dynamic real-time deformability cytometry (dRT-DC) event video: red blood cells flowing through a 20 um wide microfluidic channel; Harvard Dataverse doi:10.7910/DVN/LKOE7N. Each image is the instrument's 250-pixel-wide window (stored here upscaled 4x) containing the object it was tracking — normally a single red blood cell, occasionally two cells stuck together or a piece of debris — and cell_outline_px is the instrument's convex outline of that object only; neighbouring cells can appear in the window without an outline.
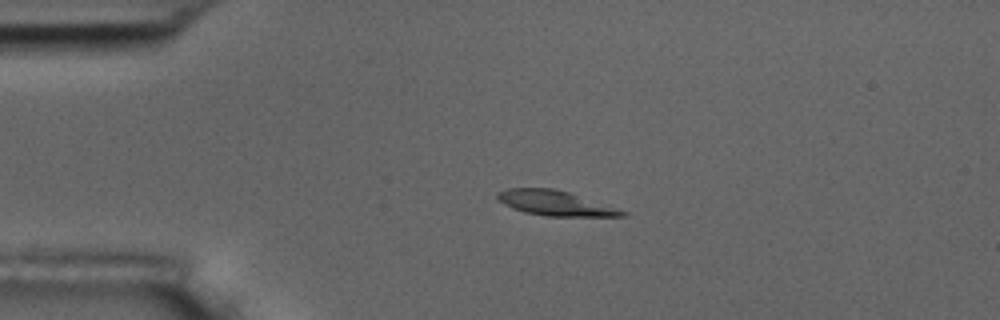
{"species": "common noctule bat (a hibernating species)", "species_latin": "Nyctalus noctula", "temperature_condition": "room temperature", "stored_images_in_passage": 5, "camera_frame_rate_fps": 3000, "um_per_image_px": 0.085, "animal": {"sex": "male", "body_mass_g": 17.5, "forearm_length_mm": 52.3}, "frame": {"image": 1, "passage_image": 3, "time_ms": 2.333, "image_size_px": [1000, 320], "cell_outline_px": [[628, 212], [624, 216], [548, 216], [524, 212], [512, 208], [504, 204], [496, 196], [496, 192], [508, 188], [552, 188], [568, 192]], "centroid_in_image_um": [47.14, 17.26], "position_along_channel_um": 37.9, "area_um2": 17.8}}
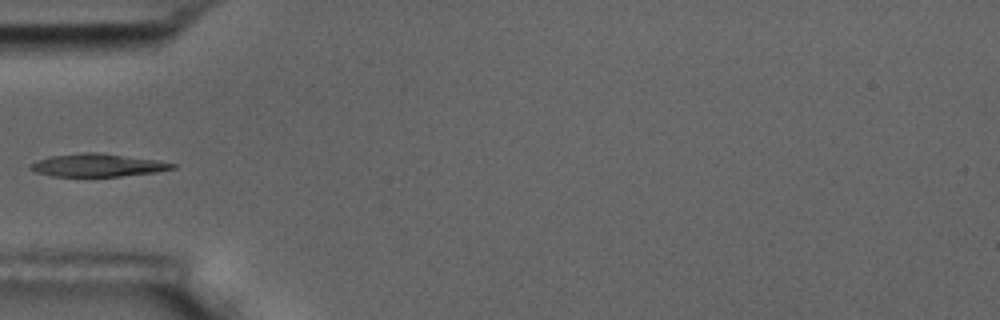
{"frame": {"image": 2, "passage_image": 5, "time_ms": 4.333, "image_size_px": [1000, 320], "cell_outline_px": [[176, 168], [156, 172], [120, 176], [52, 176], [36, 172], [28, 168], [28, 164], [48, 156], [80, 152], [100, 152], [156, 160], [176, 164]], "centroid_in_image_um": [8.25, 14.03], "position_along_channel_um": 76.8, "area_um2": 19.02}}